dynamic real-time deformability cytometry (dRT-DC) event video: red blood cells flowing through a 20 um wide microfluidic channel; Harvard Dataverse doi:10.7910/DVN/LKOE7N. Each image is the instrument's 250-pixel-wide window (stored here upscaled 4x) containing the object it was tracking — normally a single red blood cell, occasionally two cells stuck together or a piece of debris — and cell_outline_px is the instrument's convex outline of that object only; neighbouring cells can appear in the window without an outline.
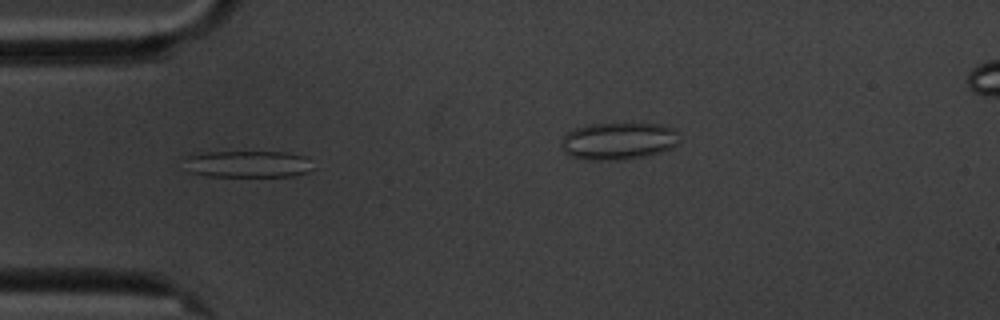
{"species": "common noctule bat (a hibernating species)", "species_latin": "Nyctalus noctula", "temperature_condition": "cold", "stored_images_in_passage": 6, "camera_frame_rate_fps": 3000, "um_per_image_px": 0.085, "animal": {"sex": "male", "body_mass_g": 20.1, "forearm_length_mm": 53.5}, "frame": {"image": 1, "passage_image": 5, "time_ms": 4.667, "image_size_px": [1000, 320], "cell_outline_px": [[312, 168], [308, 172], [292, 176], [204, 176], [188, 172], [184, 160], [188, 156], [208, 152], [288, 152], [308, 156]], "centroid_in_image_um": [21.08, 13.95], "position_along_channel_um": 63.9, "area_um2": 20.23}}